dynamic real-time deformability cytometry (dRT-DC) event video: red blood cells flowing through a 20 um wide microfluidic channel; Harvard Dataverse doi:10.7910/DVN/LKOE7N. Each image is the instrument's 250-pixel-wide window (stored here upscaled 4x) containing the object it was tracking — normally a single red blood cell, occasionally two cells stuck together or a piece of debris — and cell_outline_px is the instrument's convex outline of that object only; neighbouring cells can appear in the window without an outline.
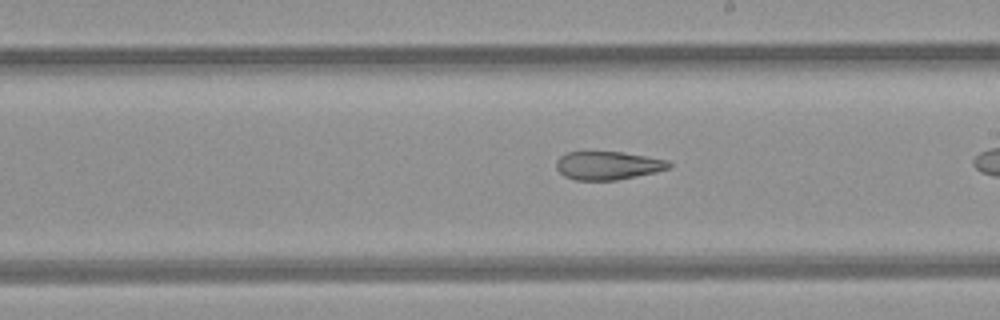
{"species": "common noctule bat (a hibernating species)", "species_latin": "Nyctalus noctula", "temperature_condition": "room temperature", "stored_images_in_passage": 17, "camera_frame_rate_fps": 3000, "um_per_image_px": 0.085, "animal": {"sex": "female", "body_mass_g": 21.9}, "frame": {"image": 1, "passage_image": 12, "time_ms": 3.667, "image_size_px": [1000, 320], "cell_outline_px": [[672, 164], [668, 168], [656, 172], [616, 180], [576, 180], [564, 176], [556, 168], [556, 160], [560, 156], [568, 152], [620, 152], [668, 160]], "centroid_in_image_um": [51.65, 14.07], "position_along_channel_um": 237.4, "area_um2": 18.44}}
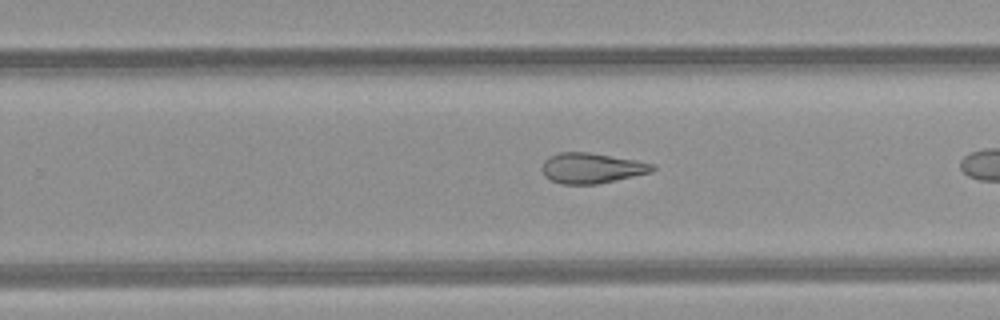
{"frame": {"image": 2, "passage_image": 15, "time_ms": 4.667, "image_size_px": [1000, 320], "cell_outline_px": [[656, 168], [652, 172], [596, 184], [564, 184], [552, 180], [544, 176], [540, 168], [544, 160], [548, 156], [560, 152], [588, 152], [636, 160], [656, 164]], "centroid_in_image_um": [50.27, 14.28], "position_along_channel_um": 279.5, "area_um2": 19.59}}